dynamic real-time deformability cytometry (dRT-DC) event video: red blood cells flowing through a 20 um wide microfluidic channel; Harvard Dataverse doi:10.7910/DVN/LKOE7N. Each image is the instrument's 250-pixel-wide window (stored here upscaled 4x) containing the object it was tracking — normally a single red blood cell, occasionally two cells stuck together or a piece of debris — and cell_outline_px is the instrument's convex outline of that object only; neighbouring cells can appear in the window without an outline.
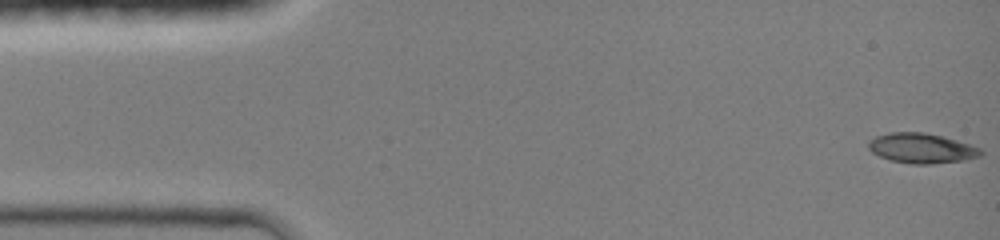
{"species": "common noctule bat (a hibernating species)", "species_latin": "Nyctalus noctula", "temperature_condition": "room temperature", "stored_images_in_passage": 45, "camera_frame_rate_fps": 3000, "um_per_image_px": 0.085, "animal": {"sex": "female", "body_mass_g": 19.0, "forearm_length_mm": 51.5}, "frame": {"image": 1, "passage_image": 1, "time_ms": 0.0, "image_size_px": [1000, 240], "cell_outline_px": [[984, 152], [980, 156], [964, 160], [932, 164], [912, 164], [892, 160], [880, 156], [872, 152], [868, 148], [868, 140], [876, 136], [888, 132], [924, 132], [956, 140], [980, 148]], "centroid_in_image_um": [78.31, 12.6], "position_along_channel_um": 6.7, "area_um2": 19.54}}
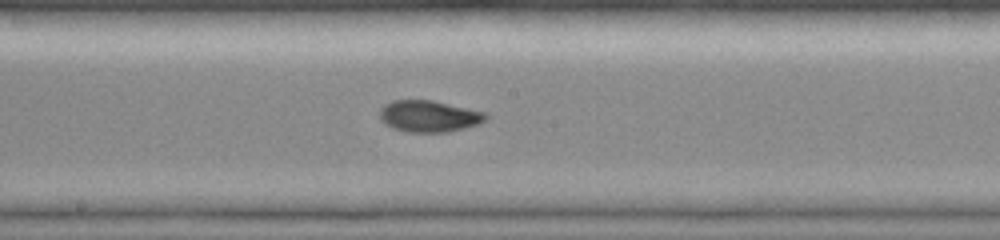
{"frame": {"image": 2, "passage_image": 24, "time_ms": 7.667, "image_size_px": [1000, 240], "cell_outline_px": [[488, 116], [480, 124], [448, 132], [408, 132], [392, 128], [384, 124], [380, 120], [380, 108], [384, 104], [392, 100], [432, 100], [488, 112]], "centroid_in_image_um": [36.46, 9.87], "position_along_channel_um": 211.7, "area_um2": 19.77}}
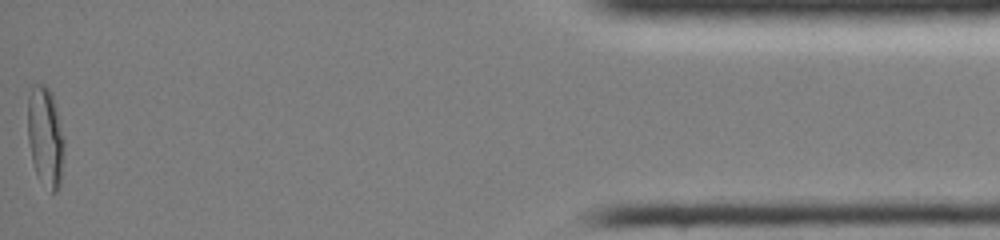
{"frame": {"image": 3, "passage_image": 45, "time_ms": 14.667, "image_size_px": [1000, 240], "cell_outline_px": [[64, 148], [60, 184], [56, 192], [52, 192], [36, 172], [32, 160], [28, 140], [28, 96], [32, 84], [44, 84], [52, 92], [64, 140]], "centroid_in_image_um": [3.85, 11.56], "position_along_channel_um": 431.4, "area_um2": 20.92}, "authors_computed_cell_mechanics": {"area_um2": 19.1896, "velocity_mm_per_s": 4.2785, "shape_relaxation_time_tau1_ms": 9.0863, "shape_relaxation_time_tau2_ms": 1.4055, "deformation_change_tau1": 0.2743, "deformation_change_tau2": 0.0384}}